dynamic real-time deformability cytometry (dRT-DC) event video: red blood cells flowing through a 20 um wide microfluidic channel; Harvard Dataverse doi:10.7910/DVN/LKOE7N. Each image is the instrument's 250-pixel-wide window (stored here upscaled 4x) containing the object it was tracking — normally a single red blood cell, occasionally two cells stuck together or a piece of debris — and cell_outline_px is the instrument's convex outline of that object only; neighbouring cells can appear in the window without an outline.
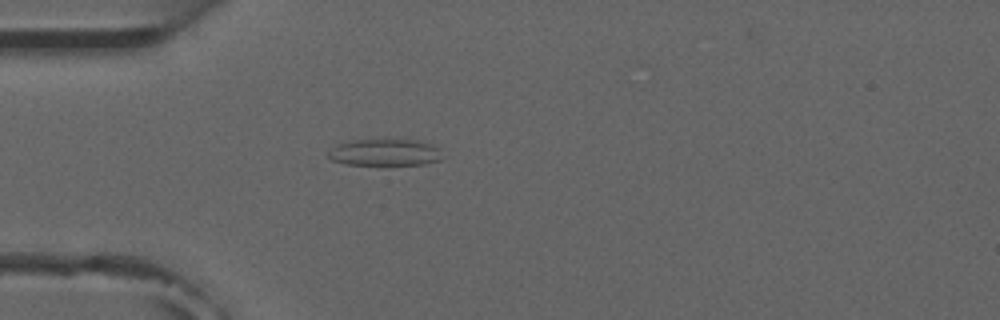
{"species": "common noctule bat (a hibernating species)", "species_latin": "Nyctalus noctula", "temperature_condition": "room temperature", "stored_images_in_passage": 3, "camera_frame_rate_fps": 3000, "um_per_image_px": 0.085, "animal": {"sex": "male", "forearm_length_mm": 52.5}, "frame": {"image": 1, "passage_image": 3, "time_ms": 3.333, "image_size_px": [1000, 320], "cell_outline_px": [[444, 160], [424, 164], [384, 168], [344, 164], [332, 160], [328, 156], [328, 152], [332, 148], [340, 144], [352, 140], [420, 140], [432, 144], [440, 148]], "centroid_in_image_um": [32.79, 13.02], "position_along_channel_um": 52.2, "area_um2": 18.9}}